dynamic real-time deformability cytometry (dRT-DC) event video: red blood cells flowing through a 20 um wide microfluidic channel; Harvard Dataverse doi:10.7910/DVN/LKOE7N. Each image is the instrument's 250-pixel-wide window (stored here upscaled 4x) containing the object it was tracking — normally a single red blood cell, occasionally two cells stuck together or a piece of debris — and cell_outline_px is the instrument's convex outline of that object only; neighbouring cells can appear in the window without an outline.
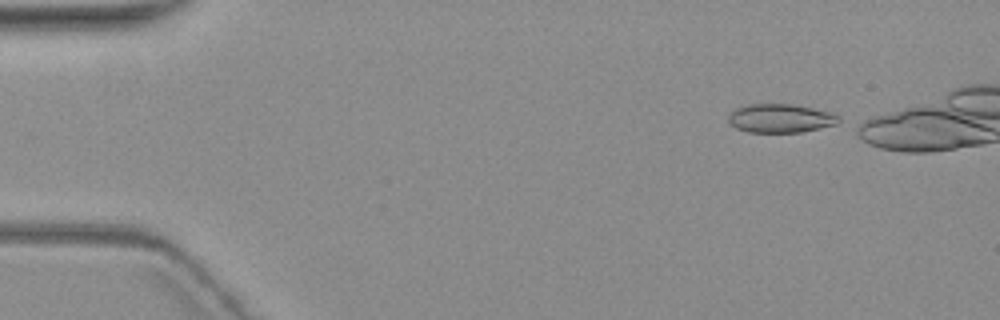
{"species": "common noctule bat (a hibernating species)", "species_latin": "Nyctalus noctula", "temperature_condition": "warm", "stored_images_in_passage": 6, "camera_frame_rate_fps": 3000, "um_per_image_px": 0.085, "animal": {"sex": "female", "body_mass_g": 19.3, "forearm_length_mm": 54.1}, "frame": {"image": 1, "passage_image": 1, "time_ms": 0.0, "image_size_px": [1000, 320], "cell_outline_px": [[840, 120], [836, 124], [820, 128], [800, 132], [748, 132], [736, 128], [728, 120], [728, 116], [736, 108], [748, 104], [792, 104], [836, 112], [840, 116]], "centroid_in_image_um": [66.39, 10.04], "position_along_channel_um": 18.6, "area_um2": 18.55}}
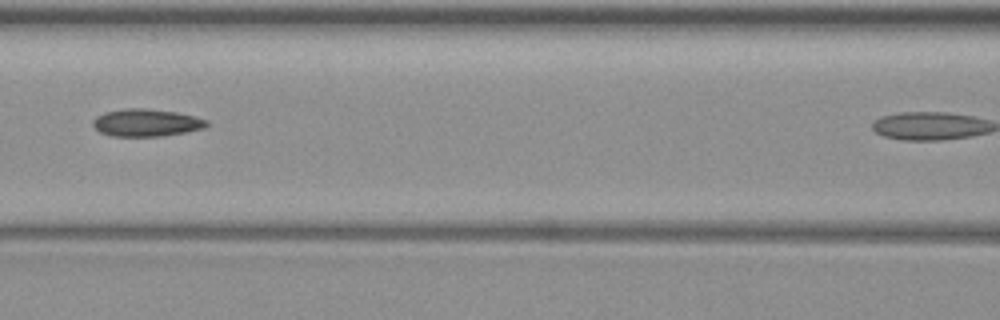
{"frame": {"image": 2, "passage_image": 5, "time_ms": 6.667, "image_size_px": [1000, 320], "cell_outline_px": [[208, 124], [204, 128], [184, 132], [160, 136], [112, 136], [100, 132], [92, 124], [92, 120], [96, 116], [104, 112], [124, 108], [144, 108], [176, 112], [208, 120]], "centroid_in_image_um": [12.39, 10.42], "position_along_channel_um": 154.2, "area_um2": 18.09}}